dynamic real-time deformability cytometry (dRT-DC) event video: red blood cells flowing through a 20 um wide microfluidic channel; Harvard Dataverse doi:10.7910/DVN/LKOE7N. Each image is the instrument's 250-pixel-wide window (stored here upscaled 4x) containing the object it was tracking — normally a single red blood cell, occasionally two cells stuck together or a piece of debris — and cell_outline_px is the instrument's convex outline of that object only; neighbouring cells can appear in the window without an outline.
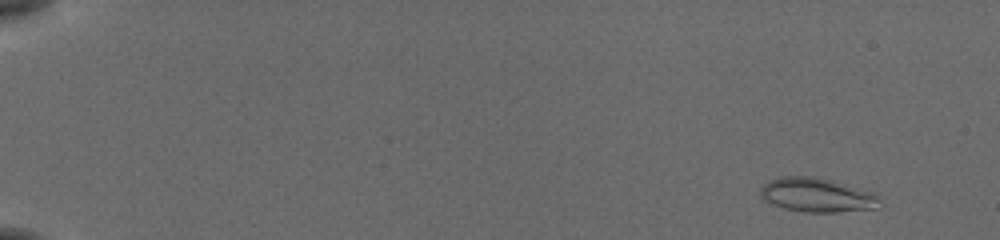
{"species": "common noctule bat (a hibernating species)", "species_latin": "Nyctalus noctula", "temperature_condition": "cold", "stored_images_in_passage": 55, "camera_frame_rate_fps": 3000, "um_per_image_px": 0.085, "animal": {"sex": "female", "body_mass_g": 19.5, "forearm_length_mm": 54.1}, "frame": {"image": 1, "passage_image": 4, "time_ms": 1.0, "image_size_px": [1000, 240], "cell_outline_px": [[880, 208], [836, 212], [804, 212], [784, 208], [772, 204], [764, 200], [760, 196], [760, 188], [764, 184], [780, 176], [812, 176], [828, 180], [868, 192], [876, 196]], "centroid_in_image_um": [69.35, 16.59], "position_along_channel_um": 15.7, "area_um2": 23.12}}
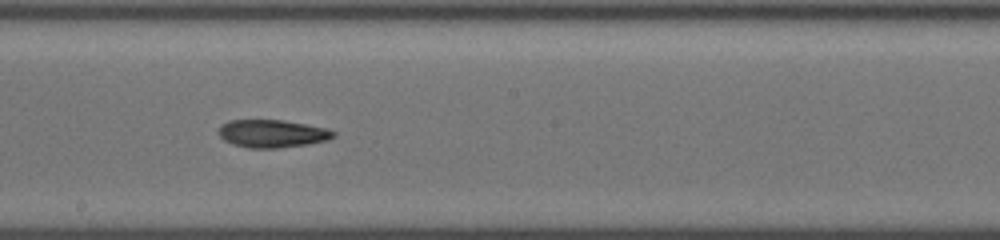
{"frame": {"image": 2, "passage_image": 33, "time_ms": 10.667, "image_size_px": [1000, 240], "cell_outline_px": [[336, 136], [328, 140], [308, 144], [276, 148], [248, 148], [232, 144], [224, 140], [220, 136], [220, 124], [228, 120], [284, 120], [328, 128], [336, 132]], "centroid_in_image_um": [23.16, 11.35], "position_along_channel_um": 225.0, "area_um2": 18.73}}
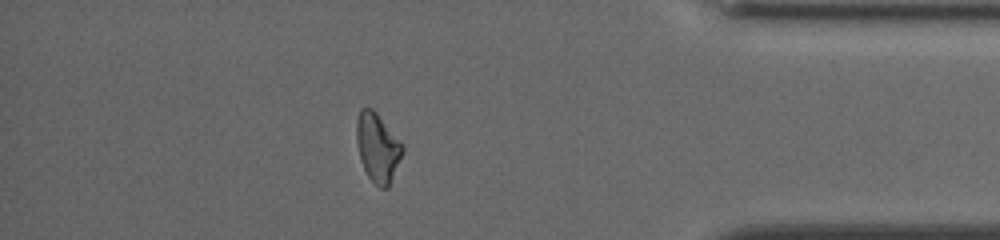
{"frame": {"image": 3, "passage_image": 49, "time_ms": 16.0, "image_size_px": [1000, 240], "cell_outline_px": [[404, 152], [388, 188], [380, 188], [368, 176], [360, 160], [356, 140], [356, 120], [360, 108], [372, 108], [376, 112], [404, 144]], "centroid_in_image_um": [32.11, 12.52], "position_along_channel_um": 403.1, "area_um2": 18.61}, "authors_computed_cell_mechanics": {"area_um2": 19.1318, "velocity_mm_per_s": 3.8219, "shape_relaxation_time_tau1_ms": null, "shape_relaxation_time_tau2_ms": 5.5909, "deformation_change_tau1": null, "deformation_change_tau2": 0.1347}}